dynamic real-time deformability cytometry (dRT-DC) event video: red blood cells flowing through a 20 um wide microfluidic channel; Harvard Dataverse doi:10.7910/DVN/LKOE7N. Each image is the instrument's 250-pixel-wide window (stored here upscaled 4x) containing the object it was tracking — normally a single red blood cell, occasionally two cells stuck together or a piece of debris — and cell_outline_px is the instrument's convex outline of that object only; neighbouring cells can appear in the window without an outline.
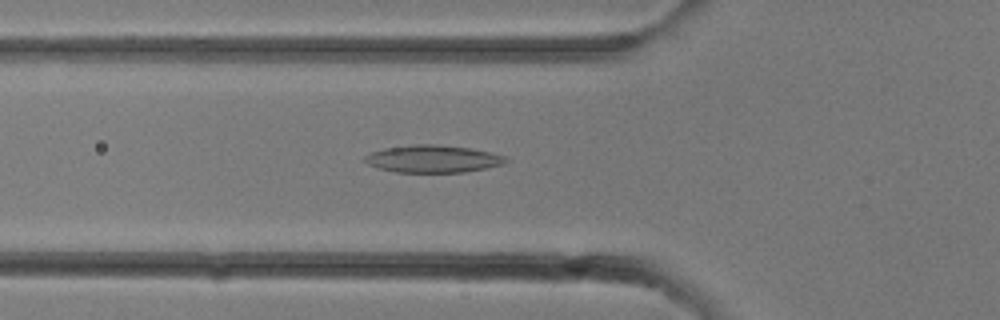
{"species": "common noctule bat (a hibernating species)", "species_latin": "Nyctalus noctula", "temperature_condition": "room temperature", "stored_images_in_passage": 12, "camera_frame_rate_fps": 3000, "um_per_image_px": 0.085, "animal": {"sex": "female"}, "frame": {"image": 1, "passage_image": 10, "time_ms": 3.0, "image_size_px": [1000, 320], "cell_outline_px": [[508, 160], [504, 164], [464, 172], [396, 172], [380, 168], [368, 164], [364, 160], [364, 156], [372, 152], [384, 148], [416, 144], [436, 144], [468, 148], [488, 152], [504, 156]], "centroid_in_image_um": [36.77, 13.5], "position_along_channel_um": 89.0, "area_um2": 22.2}}
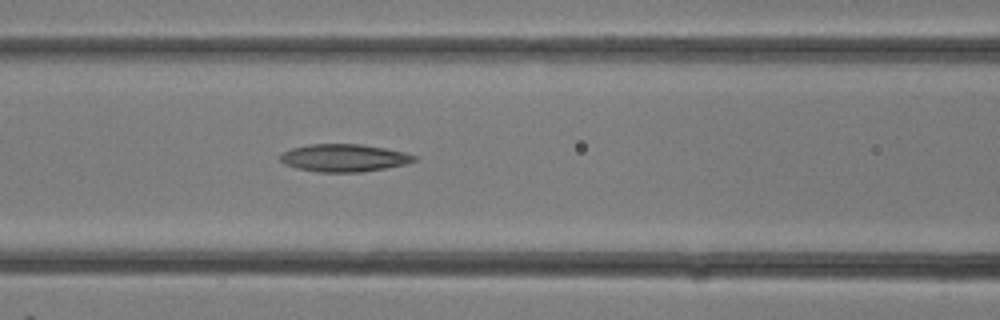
{"frame": {"image": 2, "passage_image": 12, "time_ms": 3.667, "image_size_px": [1000, 320], "cell_outline_px": [[416, 160], [404, 164], [384, 168], [360, 172], [316, 172], [296, 168], [284, 164], [280, 160], [280, 156], [284, 152], [292, 148], [308, 144], [360, 144], [384, 148], [404, 152], [416, 156]], "centroid_in_image_um": [29.2, 13.42], "position_along_channel_um": 137.4, "area_um2": 21.39}}